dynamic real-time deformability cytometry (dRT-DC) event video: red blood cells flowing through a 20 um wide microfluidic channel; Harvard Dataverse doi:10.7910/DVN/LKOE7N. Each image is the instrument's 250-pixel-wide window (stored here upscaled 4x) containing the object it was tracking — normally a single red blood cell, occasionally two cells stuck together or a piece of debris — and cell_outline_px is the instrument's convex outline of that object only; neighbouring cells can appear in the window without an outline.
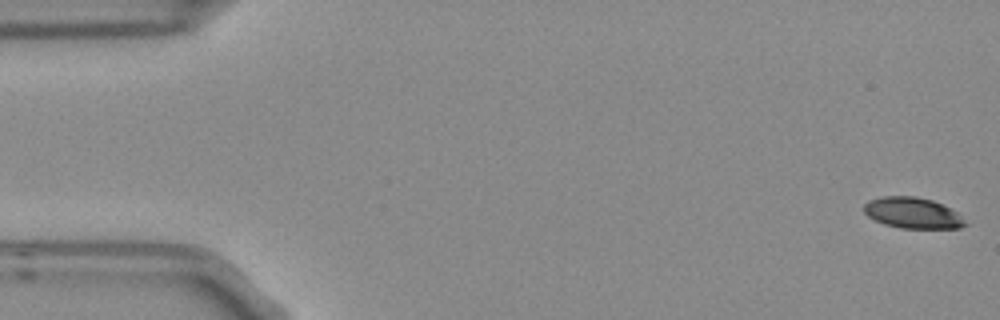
{"species": "Egyptian fruit bat (a non-hibernating species)", "species_latin": "Rousettus aegyptiacus", "temperature_condition": "room temperature", "stored_images_in_passage": 4, "camera_frame_rate_fps": 3000, "um_per_image_px": 0.085, "frame": {"image": 1, "passage_image": 1, "time_ms": 0.0, "image_size_px": [1000, 320], "cell_outline_px": [[968, 224], [960, 228], [900, 228], [884, 224], [868, 216], [864, 212], [864, 204], [868, 200], [880, 196], [916, 196], [932, 200], [956, 212]], "centroid_in_image_um": [77.54, 18.09], "position_along_channel_um": 7.5, "area_um2": 18.15}}
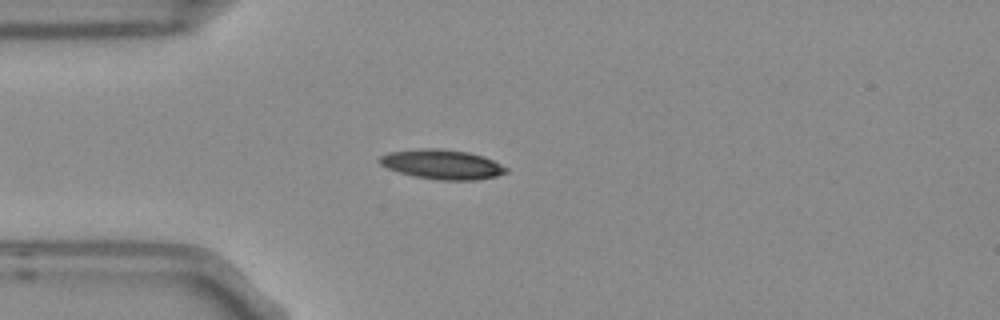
{"frame": {"image": 2, "passage_image": 4, "time_ms": 1.0, "image_size_px": [1000, 320], "cell_outline_px": [[508, 172], [496, 176], [476, 180], [440, 180], [416, 176], [400, 172], [388, 168], [380, 164], [380, 156], [388, 152], [420, 148], [440, 148], [468, 152], [484, 156], [508, 168]], "centroid_in_image_um": [37.6, 13.96], "position_along_channel_um": 47.4, "area_um2": 21.73}}